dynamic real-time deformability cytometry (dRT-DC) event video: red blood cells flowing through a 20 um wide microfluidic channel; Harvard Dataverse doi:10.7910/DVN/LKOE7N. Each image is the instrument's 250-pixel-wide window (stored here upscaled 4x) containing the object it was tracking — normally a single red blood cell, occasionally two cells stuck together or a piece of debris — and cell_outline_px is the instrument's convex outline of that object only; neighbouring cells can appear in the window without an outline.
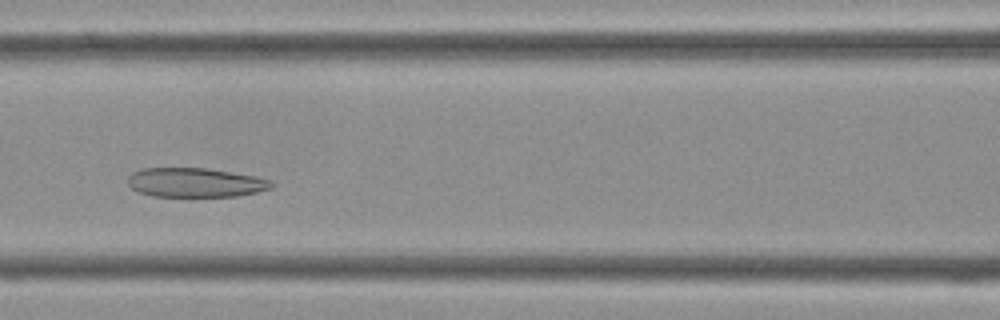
{"species": "Egyptian fruit bat (a non-hibernating species)", "species_latin": "Rousettus aegyptiacus", "temperature_condition": "cold", "stored_images_in_passage": 38, "camera_frame_rate_fps": 3000, "um_per_image_px": 0.085, "frame": {"image": 1, "passage_image": 14, "time_ms": 4.333, "image_size_px": [1000, 320], "cell_outline_px": [[276, 184], [272, 188], [256, 192], [236, 196], [152, 196], [140, 192], [132, 188], [128, 184], [128, 176], [132, 172], [140, 168], [208, 168], [256, 176], [272, 180]], "centroid_in_image_um": [16.62, 15.5], "position_along_channel_um": 150.0, "area_um2": 24.62}}
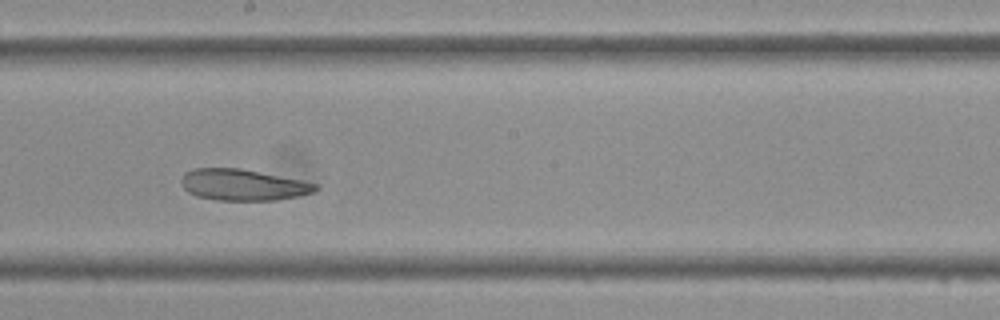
{"frame": {"image": 2, "passage_image": 19, "time_ms": 6.0, "image_size_px": [1000, 320], "cell_outline_px": [[320, 188], [312, 192], [296, 196], [276, 200], [216, 200], [196, 196], [188, 192], [180, 184], [180, 180], [184, 172], [192, 168], [240, 168], [300, 180], [316, 184]], "centroid_in_image_um": [20.58, 15.71], "position_along_channel_um": 227.6, "area_um2": 24.39}}
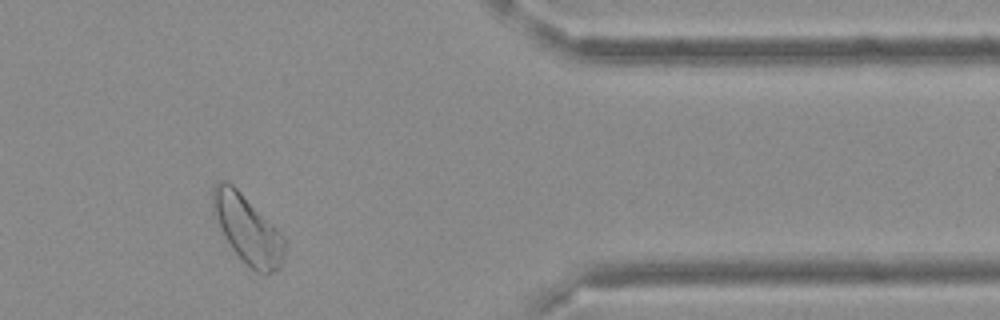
{"frame": {"image": 3, "passage_image": 31, "time_ms": 10.0, "image_size_px": [1000, 320], "cell_outline_px": [[284, 256], [280, 268], [268, 276], [256, 272], [240, 260], [224, 236], [212, 216], [212, 188], [220, 180], [228, 180], [284, 236]], "centroid_in_image_um": [21.01, 19.52], "position_along_channel_um": 390.4, "area_um2": 28.73}}